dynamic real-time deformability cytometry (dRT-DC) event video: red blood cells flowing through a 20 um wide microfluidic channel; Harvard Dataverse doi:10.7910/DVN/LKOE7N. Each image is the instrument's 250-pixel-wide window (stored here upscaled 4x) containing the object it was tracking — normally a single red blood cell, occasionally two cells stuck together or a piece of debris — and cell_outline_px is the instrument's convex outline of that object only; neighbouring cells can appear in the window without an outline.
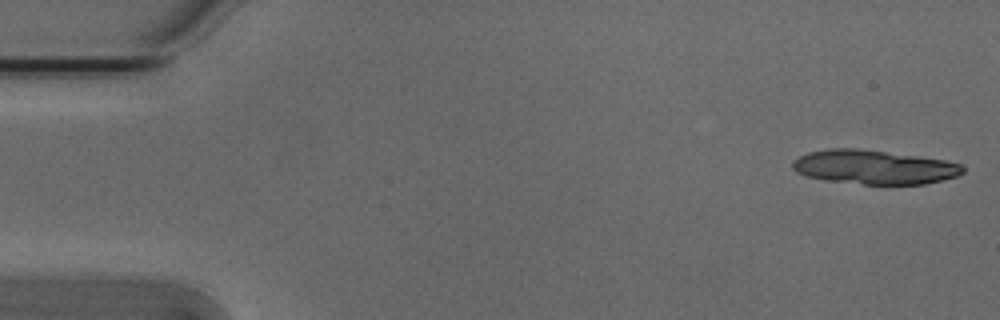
{"species": "Egyptian fruit bat (a non-hibernating species)", "species_latin": "Rousettus aegyptiacus", "temperature_condition": "cold", "stored_images_in_passage": 6, "camera_frame_rate_fps": 3000, "um_per_image_px": 0.085, "animal": {"sex": "male"}, "frame": {"image": 1, "passage_image": 1, "time_ms": 0.0, "image_size_px": [1000, 320], "cell_outline_px": [[964, 172], [956, 176], [924, 184], [864, 184], [824, 180], [808, 176], [796, 172], [792, 168], [792, 160], [808, 152], [828, 148], [856, 148], [916, 156], [944, 160], [960, 164], [964, 168]], "centroid_in_image_um": [74.24, 14.2], "position_along_channel_um": 10.8, "area_um2": 33.58}}
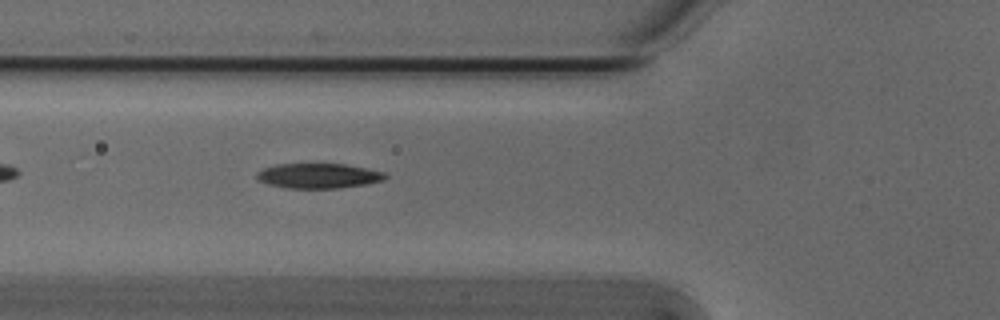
{"frame": {"image": 2, "passage_image": 6, "time_ms": 1.667, "image_size_px": [1000, 320], "cell_outline_px": [[388, 176], [384, 180], [368, 184], [340, 188], [288, 188], [268, 184], [256, 180], [256, 172], [264, 168], [276, 164], [344, 164], [384, 172]], "centroid_in_image_um": [27.05, 14.95], "position_along_channel_um": 98.7, "area_um2": 18.73}}